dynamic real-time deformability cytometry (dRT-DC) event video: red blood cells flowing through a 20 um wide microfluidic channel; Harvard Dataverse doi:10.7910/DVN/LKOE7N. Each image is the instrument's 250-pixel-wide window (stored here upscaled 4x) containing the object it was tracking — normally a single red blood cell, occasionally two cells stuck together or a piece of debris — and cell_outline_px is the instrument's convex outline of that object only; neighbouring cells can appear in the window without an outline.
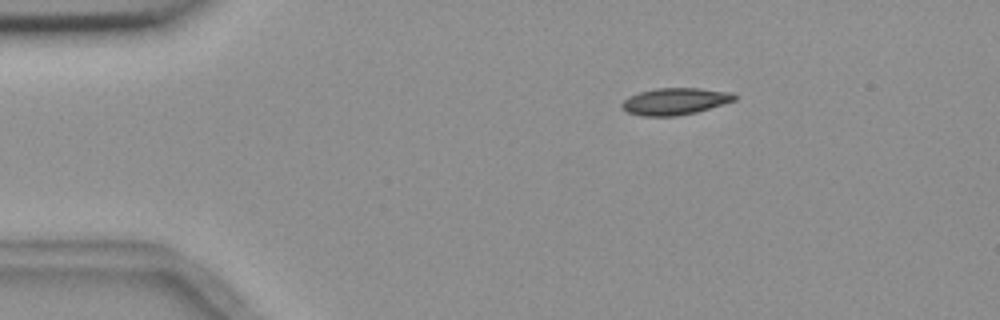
{"species": "common noctule bat (a hibernating species)", "species_latin": "Nyctalus noctula", "temperature_condition": "room temperature", "stored_images_in_passage": 3, "camera_frame_rate_fps": 3000, "um_per_image_px": 0.085, "animal": {"sex": "female", "body_mass_g": 18.4}, "frame": {"image": 1, "passage_image": 1, "time_ms": 0.0, "image_size_px": [1000, 320], "cell_outline_px": [[736, 100], [724, 104], [696, 112], [676, 116], [640, 116], [628, 112], [620, 108], [620, 104], [628, 96], [640, 92], [656, 88], [700, 88], [732, 92], [736, 96]], "centroid_in_image_um": [57.36, 8.61], "position_along_channel_um": 27.6, "area_um2": 17.74}}
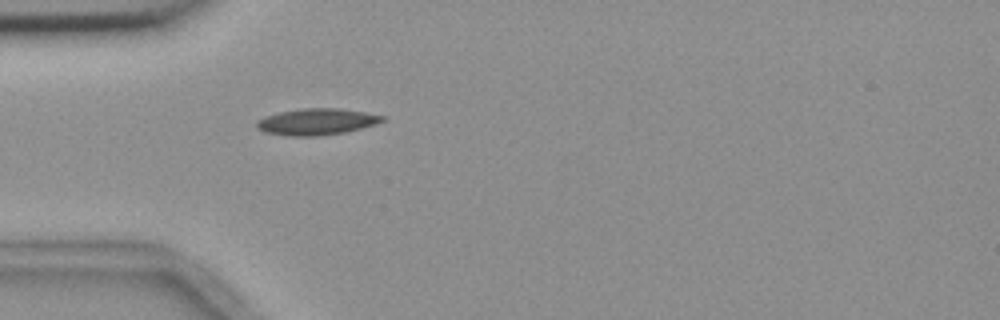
{"frame": {"image": 2, "passage_image": 3, "time_ms": 2.333, "image_size_px": [1000, 320], "cell_outline_px": [[384, 120], [360, 128], [344, 132], [316, 136], [288, 136], [264, 132], [256, 128], [256, 120], [264, 116], [280, 112], [304, 108], [340, 108], [364, 112], [384, 116]], "centroid_in_image_um": [26.83, 10.34], "position_along_channel_um": 58.2, "area_um2": 19.19}}